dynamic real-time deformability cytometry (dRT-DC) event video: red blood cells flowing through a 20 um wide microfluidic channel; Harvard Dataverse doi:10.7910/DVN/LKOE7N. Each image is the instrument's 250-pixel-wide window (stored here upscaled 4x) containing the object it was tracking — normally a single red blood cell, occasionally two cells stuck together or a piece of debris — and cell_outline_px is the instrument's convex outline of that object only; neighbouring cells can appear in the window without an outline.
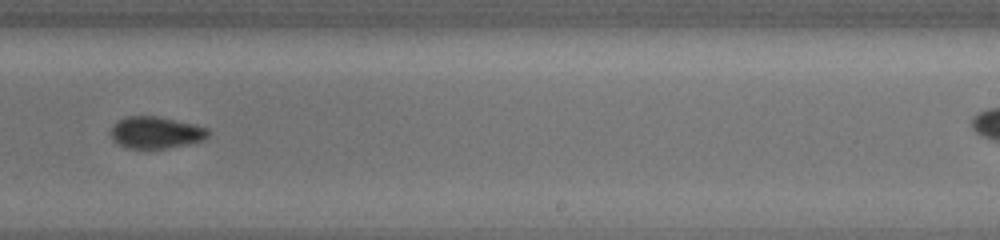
{"species": "common noctule bat (a hibernating species)", "species_latin": "Nyctalus noctula", "temperature_condition": "cold", "stored_images_in_passage": 20, "camera_frame_rate_fps": 3000, "um_per_image_px": 0.085, "animal": {"sex": "female", "body_mass_g": 19.5, "forearm_length_mm": 54.1}, "frame": {"image": 1, "passage_image": 12, "time_ms": 5.667, "image_size_px": [1000, 240], "cell_outline_px": [[208, 136], [200, 140], [188, 144], [168, 148], [128, 148], [116, 144], [112, 140], [112, 124], [128, 116], [160, 116], [208, 128]], "centroid_in_image_um": [13.21, 11.26], "position_along_channel_um": 275.8, "area_um2": 17.92}, "authors_computed_cell_mechanics": {"area_um2": 18.0336, "velocity_mm_per_s": 3.8345, "shape_relaxation_time_tau1_ms": null, "shape_relaxation_time_tau2_ms": 5.9873, "deformation_change_tau1": null, "deformation_change_tau2": 0.1051}}